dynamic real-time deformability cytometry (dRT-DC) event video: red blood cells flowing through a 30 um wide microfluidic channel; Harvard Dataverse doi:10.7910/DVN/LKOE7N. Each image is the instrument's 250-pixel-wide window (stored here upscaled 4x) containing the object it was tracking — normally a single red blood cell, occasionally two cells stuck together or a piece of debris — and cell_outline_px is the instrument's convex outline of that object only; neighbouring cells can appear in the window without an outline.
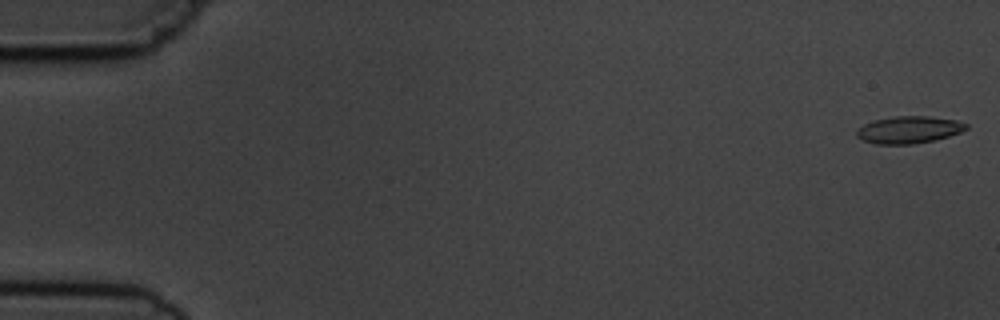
{"species": "common noctule bat (a hibernating species)", "species_latin": "Nyctalus noctula", "temperature_condition": "cold", "stored_images_in_passage": 6, "camera_frame_rate_fps": 3000, "um_per_image_px": 0.085, "animal": {"sex": "male", "body_mass_g": 19.5, "forearm_length_mm": 54.6}, "frame": {"image": 1, "passage_image": 1, "time_ms": 0.0, "image_size_px": [1000, 320], "cell_outline_px": [[968, 128], [960, 132], [936, 140], [912, 144], [876, 144], [864, 140], [856, 136], [856, 132], [864, 124], [872, 120], [896, 116], [928, 116], [956, 120], [968, 124]], "centroid_in_image_um": [77.26, 11.03], "position_along_channel_um": 7.7, "area_um2": 17.28}}
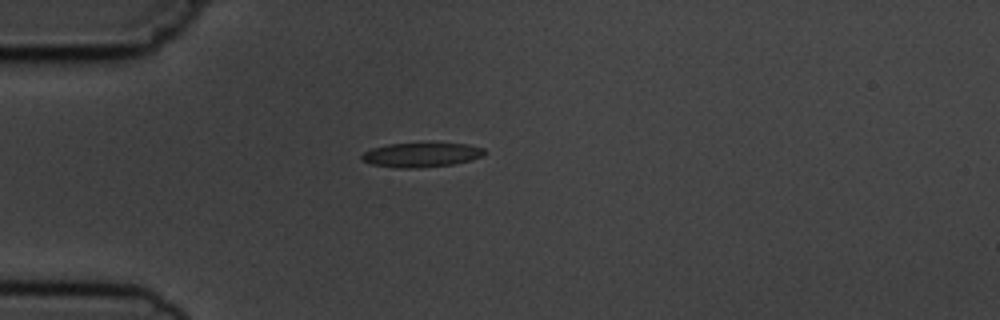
{"frame": {"image": 2, "passage_image": 5, "time_ms": 4.667, "image_size_px": [1000, 320], "cell_outline_px": [[488, 152], [484, 156], [472, 160], [452, 164], [420, 168], [400, 168], [372, 164], [360, 160], [360, 156], [364, 152], [372, 148], [388, 144], [468, 144], [484, 148]], "centroid_in_image_um": [35.84, 13.17], "position_along_channel_um": 49.2, "area_um2": 17.4}}